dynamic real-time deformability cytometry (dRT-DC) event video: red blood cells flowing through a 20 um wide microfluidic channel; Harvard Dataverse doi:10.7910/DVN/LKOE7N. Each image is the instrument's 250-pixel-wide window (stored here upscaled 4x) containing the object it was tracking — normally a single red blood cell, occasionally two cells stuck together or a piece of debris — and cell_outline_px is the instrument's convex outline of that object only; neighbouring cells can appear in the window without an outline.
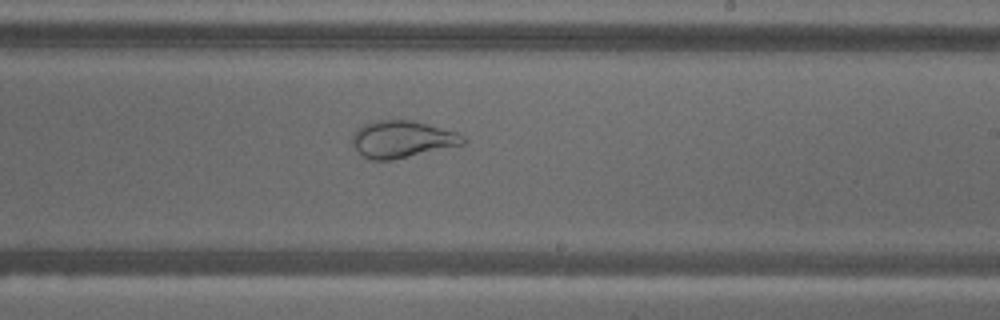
{"species": "common noctule bat (a hibernating species)", "species_latin": "Nyctalus noctula", "temperature_condition": "warm", "stored_images_in_passage": 55, "camera_frame_rate_fps": 3000, "um_per_image_px": 0.085, "animal": {"sex": "male", "body_mass_g": 18.8}, "frame": {"image": 1, "passage_image": 33, "time_ms": 10.667, "image_size_px": [1000, 320], "cell_outline_px": [[464, 144], [392, 160], [372, 160], [364, 156], [352, 144], [352, 132], [356, 128], [364, 124], [376, 120], [416, 120], [456, 132], [464, 136]], "centroid_in_image_um": [34.16, 11.81], "position_along_channel_um": 254.8, "area_um2": 23.87}}
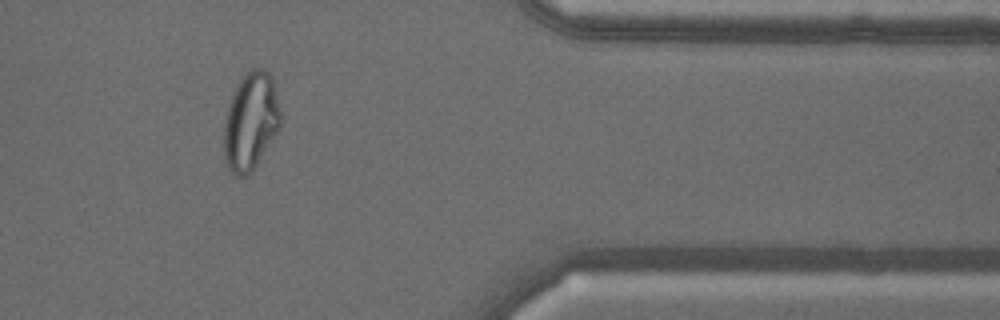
{"frame": {"image": 2, "passage_image": 46, "time_ms": 15.0, "image_size_px": [1000, 320], "cell_outline_px": [[280, 128], [252, 172], [248, 176], [236, 176], [228, 168], [224, 156], [224, 124], [228, 104], [240, 80], [252, 68], [264, 68], [272, 76], [280, 112]], "centroid_in_image_um": [21.31, 10.34], "position_along_channel_um": 390.1, "area_um2": 32.08}}
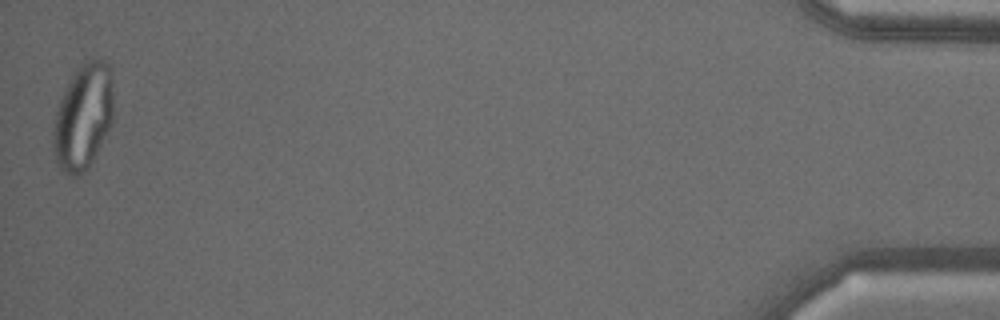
{"frame": {"image": 3, "passage_image": 55, "time_ms": 18.0, "image_size_px": [1000, 320], "cell_outline_px": [[112, 124], [96, 156], [88, 168], [84, 172], [76, 176], [68, 176], [56, 164], [52, 148], [52, 140], [56, 112], [60, 100], [68, 80], [80, 64], [88, 60], [100, 56], [112, 68]], "centroid_in_image_um": [7.07, 9.92], "position_along_channel_um": 428.1, "area_um2": 37.8}}